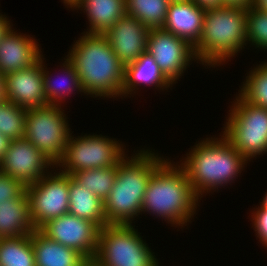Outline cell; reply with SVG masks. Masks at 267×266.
<instances>
[{
    "label": "cell",
    "instance_id": "obj_12",
    "mask_svg": "<svg viewBox=\"0 0 267 266\" xmlns=\"http://www.w3.org/2000/svg\"><path fill=\"white\" fill-rule=\"evenodd\" d=\"M39 230L55 242L78 251L90 263L96 255L100 228L87 219L66 213L49 220Z\"/></svg>",
    "mask_w": 267,
    "mask_h": 266
},
{
    "label": "cell",
    "instance_id": "obj_16",
    "mask_svg": "<svg viewBox=\"0 0 267 266\" xmlns=\"http://www.w3.org/2000/svg\"><path fill=\"white\" fill-rule=\"evenodd\" d=\"M14 30L11 27L0 41V73L3 75L30 67L43 55L37 39Z\"/></svg>",
    "mask_w": 267,
    "mask_h": 266
},
{
    "label": "cell",
    "instance_id": "obj_18",
    "mask_svg": "<svg viewBox=\"0 0 267 266\" xmlns=\"http://www.w3.org/2000/svg\"><path fill=\"white\" fill-rule=\"evenodd\" d=\"M153 86L157 90L168 91L174 84L163 74L155 59L147 51L132 63L125 65L121 98L133 96L139 88ZM140 86V87H139ZM133 94V95H132ZM130 95V96H129Z\"/></svg>",
    "mask_w": 267,
    "mask_h": 266
},
{
    "label": "cell",
    "instance_id": "obj_32",
    "mask_svg": "<svg viewBox=\"0 0 267 266\" xmlns=\"http://www.w3.org/2000/svg\"><path fill=\"white\" fill-rule=\"evenodd\" d=\"M254 0H222V6H236L249 9Z\"/></svg>",
    "mask_w": 267,
    "mask_h": 266
},
{
    "label": "cell",
    "instance_id": "obj_23",
    "mask_svg": "<svg viewBox=\"0 0 267 266\" xmlns=\"http://www.w3.org/2000/svg\"><path fill=\"white\" fill-rule=\"evenodd\" d=\"M68 213L95 223L100 229L108 225L104 214V202L94 193L81 186L69 175Z\"/></svg>",
    "mask_w": 267,
    "mask_h": 266
},
{
    "label": "cell",
    "instance_id": "obj_11",
    "mask_svg": "<svg viewBox=\"0 0 267 266\" xmlns=\"http://www.w3.org/2000/svg\"><path fill=\"white\" fill-rule=\"evenodd\" d=\"M146 51L173 84L182 79L192 61L198 64L193 46L162 28L150 29Z\"/></svg>",
    "mask_w": 267,
    "mask_h": 266
},
{
    "label": "cell",
    "instance_id": "obj_5",
    "mask_svg": "<svg viewBox=\"0 0 267 266\" xmlns=\"http://www.w3.org/2000/svg\"><path fill=\"white\" fill-rule=\"evenodd\" d=\"M246 13L247 9L236 6L205 9L202 35L193 47L205 69L231 62L230 58L247 47Z\"/></svg>",
    "mask_w": 267,
    "mask_h": 266
},
{
    "label": "cell",
    "instance_id": "obj_33",
    "mask_svg": "<svg viewBox=\"0 0 267 266\" xmlns=\"http://www.w3.org/2000/svg\"><path fill=\"white\" fill-rule=\"evenodd\" d=\"M5 13L4 15L0 13V41L3 39V36L8 32V30L13 27V24L10 21Z\"/></svg>",
    "mask_w": 267,
    "mask_h": 266
},
{
    "label": "cell",
    "instance_id": "obj_9",
    "mask_svg": "<svg viewBox=\"0 0 267 266\" xmlns=\"http://www.w3.org/2000/svg\"><path fill=\"white\" fill-rule=\"evenodd\" d=\"M63 107L47 105L26 111L24 137L55 164L72 132Z\"/></svg>",
    "mask_w": 267,
    "mask_h": 266
},
{
    "label": "cell",
    "instance_id": "obj_15",
    "mask_svg": "<svg viewBox=\"0 0 267 266\" xmlns=\"http://www.w3.org/2000/svg\"><path fill=\"white\" fill-rule=\"evenodd\" d=\"M150 28L125 14L104 35L118 59L127 65L146 52Z\"/></svg>",
    "mask_w": 267,
    "mask_h": 266
},
{
    "label": "cell",
    "instance_id": "obj_35",
    "mask_svg": "<svg viewBox=\"0 0 267 266\" xmlns=\"http://www.w3.org/2000/svg\"><path fill=\"white\" fill-rule=\"evenodd\" d=\"M9 144L10 140L2 133H0V161L3 158L5 152L7 151Z\"/></svg>",
    "mask_w": 267,
    "mask_h": 266
},
{
    "label": "cell",
    "instance_id": "obj_36",
    "mask_svg": "<svg viewBox=\"0 0 267 266\" xmlns=\"http://www.w3.org/2000/svg\"><path fill=\"white\" fill-rule=\"evenodd\" d=\"M254 8L267 13V0H254Z\"/></svg>",
    "mask_w": 267,
    "mask_h": 266
},
{
    "label": "cell",
    "instance_id": "obj_2",
    "mask_svg": "<svg viewBox=\"0 0 267 266\" xmlns=\"http://www.w3.org/2000/svg\"><path fill=\"white\" fill-rule=\"evenodd\" d=\"M66 57L74 65L85 96L119 98L125 66L104 34L81 33Z\"/></svg>",
    "mask_w": 267,
    "mask_h": 266
},
{
    "label": "cell",
    "instance_id": "obj_21",
    "mask_svg": "<svg viewBox=\"0 0 267 266\" xmlns=\"http://www.w3.org/2000/svg\"><path fill=\"white\" fill-rule=\"evenodd\" d=\"M35 230L26 191L0 204V238L31 235Z\"/></svg>",
    "mask_w": 267,
    "mask_h": 266
},
{
    "label": "cell",
    "instance_id": "obj_34",
    "mask_svg": "<svg viewBox=\"0 0 267 266\" xmlns=\"http://www.w3.org/2000/svg\"><path fill=\"white\" fill-rule=\"evenodd\" d=\"M193 1L205 9L222 6V0H193Z\"/></svg>",
    "mask_w": 267,
    "mask_h": 266
},
{
    "label": "cell",
    "instance_id": "obj_39",
    "mask_svg": "<svg viewBox=\"0 0 267 266\" xmlns=\"http://www.w3.org/2000/svg\"><path fill=\"white\" fill-rule=\"evenodd\" d=\"M263 201L260 202V205L263 207V208H266L267 209V192H265V195L262 197Z\"/></svg>",
    "mask_w": 267,
    "mask_h": 266
},
{
    "label": "cell",
    "instance_id": "obj_4",
    "mask_svg": "<svg viewBox=\"0 0 267 266\" xmlns=\"http://www.w3.org/2000/svg\"><path fill=\"white\" fill-rule=\"evenodd\" d=\"M154 151V152H153ZM140 149L118 163L115 182L104 200L108 224L133 225L142 209V202L152 173L166 160L155 149ZM135 153V154H134ZM136 218V219H135Z\"/></svg>",
    "mask_w": 267,
    "mask_h": 266
},
{
    "label": "cell",
    "instance_id": "obj_31",
    "mask_svg": "<svg viewBox=\"0 0 267 266\" xmlns=\"http://www.w3.org/2000/svg\"><path fill=\"white\" fill-rule=\"evenodd\" d=\"M252 227L255 232L256 239H259L262 246L267 247V209L261 205L250 211ZM258 237V238H257Z\"/></svg>",
    "mask_w": 267,
    "mask_h": 266
},
{
    "label": "cell",
    "instance_id": "obj_3",
    "mask_svg": "<svg viewBox=\"0 0 267 266\" xmlns=\"http://www.w3.org/2000/svg\"><path fill=\"white\" fill-rule=\"evenodd\" d=\"M199 203L184 169L168 157L149 179L141 213L164 219L171 227L184 228L191 224Z\"/></svg>",
    "mask_w": 267,
    "mask_h": 266
},
{
    "label": "cell",
    "instance_id": "obj_1",
    "mask_svg": "<svg viewBox=\"0 0 267 266\" xmlns=\"http://www.w3.org/2000/svg\"><path fill=\"white\" fill-rule=\"evenodd\" d=\"M185 156L177 163L186 172L200 200L206 194L235 183L249 163L222 133L219 138L211 136L196 142Z\"/></svg>",
    "mask_w": 267,
    "mask_h": 266
},
{
    "label": "cell",
    "instance_id": "obj_22",
    "mask_svg": "<svg viewBox=\"0 0 267 266\" xmlns=\"http://www.w3.org/2000/svg\"><path fill=\"white\" fill-rule=\"evenodd\" d=\"M44 57L45 56H43V84L44 94L46 96L48 105L63 106L62 104L66 102L65 100H67L68 97H70L69 95L73 94V92L75 94V91H77L78 94H81V96L82 93L83 96L85 95V92L83 91V88L80 84V79L76 72V69L66 56L63 59L64 63L61 62L60 64V68L62 69L60 73H62L63 75L62 80H60V82H54L55 79L52 78L53 75L47 69V66L44 62L46 58ZM56 77H59L58 74L56 75Z\"/></svg>",
    "mask_w": 267,
    "mask_h": 266
},
{
    "label": "cell",
    "instance_id": "obj_17",
    "mask_svg": "<svg viewBox=\"0 0 267 266\" xmlns=\"http://www.w3.org/2000/svg\"><path fill=\"white\" fill-rule=\"evenodd\" d=\"M204 13L193 0H171L162 29L194 47L202 35Z\"/></svg>",
    "mask_w": 267,
    "mask_h": 266
},
{
    "label": "cell",
    "instance_id": "obj_30",
    "mask_svg": "<svg viewBox=\"0 0 267 266\" xmlns=\"http://www.w3.org/2000/svg\"><path fill=\"white\" fill-rule=\"evenodd\" d=\"M25 191L26 185L22 181L0 172V204L20 197Z\"/></svg>",
    "mask_w": 267,
    "mask_h": 266
},
{
    "label": "cell",
    "instance_id": "obj_10",
    "mask_svg": "<svg viewBox=\"0 0 267 266\" xmlns=\"http://www.w3.org/2000/svg\"><path fill=\"white\" fill-rule=\"evenodd\" d=\"M54 169L26 186L30 217L35 229L69 211V175L58 171V168Z\"/></svg>",
    "mask_w": 267,
    "mask_h": 266
},
{
    "label": "cell",
    "instance_id": "obj_6",
    "mask_svg": "<svg viewBox=\"0 0 267 266\" xmlns=\"http://www.w3.org/2000/svg\"><path fill=\"white\" fill-rule=\"evenodd\" d=\"M135 225L108 224L98 235L93 266H159L155 253Z\"/></svg>",
    "mask_w": 267,
    "mask_h": 266
},
{
    "label": "cell",
    "instance_id": "obj_28",
    "mask_svg": "<svg viewBox=\"0 0 267 266\" xmlns=\"http://www.w3.org/2000/svg\"><path fill=\"white\" fill-rule=\"evenodd\" d=\"M26 111L8 99L0 101V133L9 140L24 138Z\"/></svg>",
    "mask_w": 267,
    "mask_h": 266
},
{
    "label": "cell",
    "instance_id": "obj_37",
    "mask_svg": "<svg viewBox=\"0 0 267 266\" xmlns=\"http://www.w3.org/2000/svg\"><path fill=\"white\" fill-rule=\"evenodd\" d=\"M6 99L5 96V76L0 73V101Z\"/></svg>",
    "mask_w": 267,
    "mask_h": 266
},
{
    "label": "cell",
    "instance_id": "obj_38",
    "mask_svg": "<svg viewBox=\"0 0 267 266\" xmlns=\"http://www.w3.org/2000/svg\"><path fill=\"white\" fill-rule=\"evenodd\" d=\"M61 2L64 3V6L67 7V9H70V7L76 2V0H61Z\"/></svg>",
    "mask_w": 267,
    "mask_h": 266
},
{
    "label": "cell",
    "instance_id": "obj_8",
    "mask_svg": "<svg viewBox=\"0 0 267 266\" xmlns=\"http://www.w3.org/2000/svg\"><path fill=\"white\" fill-rule=\"evenodd\" d=\"M72 133L63 155L55 164V168L63 173L72 176L80 170L108 168L127 155L126 146L115 138L90 133L76 137Z\"/></svg>",
    "mask_w": 267,
    "mask_h": 266
},
{
    "label": "cell",
    "instance_id": "obj_25",
    "mask_svg": "<svg viewBox=\"0 0 267 266\" xmlns=\"http://www.w3.org/2000/svg\"><path fill=\"white\" fill-rule=\"evenodd\" d=\"M171 0H125L126 14L137 18L150 29L164 26Z\"/></svg>",
    "mask_w": 267,
    "mask_h": 266
},
{
    "label": "cell",
    "instance_id": "obj_26",
    "mask_svg": "<svg viewBox=\"0 0 267 266\" xmlns=\"http://www.w3.org/2000/svg\"><path fill=\"white\" fill-rule=\"evenodd\" d=\"M117 170L118 164L108 168L80 170L72 177L104 202L115 182Z\"/></svg>",
    "mask_w": 267,
    "mask_h": 266
},
{
    "label": "cell",
    "instance_id": "obj_13",
    "mask_svg": "<svg viewBox=\"0 0 267 266\" xmlns=\"http://www.w3.org/2000/svg\"><path fill=\"white\" fill-rule=\"evenodd\" d=\"M55 163L25 137L10 140L0 161V172L22 181L26 186L42 179Z\"/></svg>",
    "mask_w": 267,
    "mask_h": 266
},
{
    "label": "cell",
    "instance_id": "obj_14",
    "mask_svg": "<svg viewBox=\"0 0 267 266\" xmlns=\"http://www.w3.org/2000/svg\"><path fill=\"white\" fill-rule=\"evenodd\" d=\"M5 76V96L10 102L24 108L47 106L43 84V55L33 65L7 73Z\"/></svg>",
    "mask_w": 267,
    "mask_h": 266
},
{
    "label": "cell",
    "instance_id": "obj_20",
    "mask_svg": "<svg viewBox=\"0 0 267 266\" xmlns=\"http://www.w3.org/2000/svg\"><path fill=\"white\" fill-rule=\"evenodd\" d=\"M36 266H89L91 263L78 251L48 238L39 229L32 233Z\"/></svg>",
    "mask_w": 267,
    "mask_h": 266
},
{
    "label": "cell",
    "instance_id": "obj_29",
    "mask_svg": "<svg viewBox=\"0 0 267 266\" xmlns=\"http://www.w3.org/2000/svg\"><path fill=\"white\" fill-rule=\"evenodd\" d=\"M246 26L247 44L267 51V13L251 6L247 9Z\"/></svg>",
    "mask_w": 267,
    "mask_h": 266
},
{
    "label": "cell",
    "instance_id": "obj_27",
    "mask_svg": "<svg viewBox=\"0 0 267 266\" xmlns=\"http://www.w3.org/2000/svg\"><path fill=\"white\" fill-rule=\"evenodd\" d=\"M238 93L249 103L267 109V62L253 65Z\"/></svg>",
    "mask_w": 267,
    "mask_h": 266
},
{
    "label": "cell",
    "instance_id": "obj_19",
    "mask_svg": "<svg viewBox=\"0 0 267 266\" xmlns=\"http://www.w3.org/2000/svg\"><path fill=\"white\" fill-rule=\"evenodd\" d=\"M71 10H81L89 22L84 33L104 34L126 14L125 0H76Z\"/></svg>",
    "mask_w": 267,
    "mask_h": 266
},
{
    "label": "cell",
    "instance_id": "obj_24",
    "mask_svg": "<svg viewBox=\"0 0 267 266\" xmlns=\"http://www.w3.org/2000/svg\"><path fill=\"white\" fill-rule=\"evenodd\" d=\"M0 266H36L32 234L0 238Z\"/></svg>",
    "mask_w": 267,
    "mask_h": 266
},
{
    "label": "cell",
    "instance_id": "obj_7",
    "mask_svg": "<svg viewBox=\"0 0 267 266\" xmlns=\"http://www.w3.org/2000/svg\"><path fill=\"white\" fill-rule=\"evenodd\" d=\"M223 124L222 135L249 162L267 153V109L234 97Z\"/></svg>",
    "mask_w": 267,
    "mask_h": 266
}]
</instances>
